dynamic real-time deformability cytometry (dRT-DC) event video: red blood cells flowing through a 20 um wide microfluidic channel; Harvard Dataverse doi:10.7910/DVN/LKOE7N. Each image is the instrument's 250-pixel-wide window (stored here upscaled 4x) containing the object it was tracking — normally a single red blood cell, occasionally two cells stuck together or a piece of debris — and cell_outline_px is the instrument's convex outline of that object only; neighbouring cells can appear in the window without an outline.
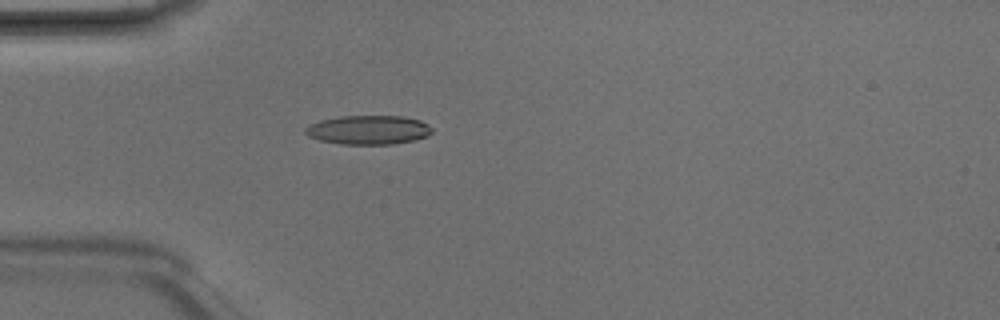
{"species": "Egyptian fruit bat (a non-hibernating species)", "species_latin": "Rousettus aegyptiacus", "temperature_condition": "room temperature", "stored_images_in_passage": 4, "camera_frame_rate_fps": 3000, "um_per_image_px": 0.085, "animal": {"sex": "male"}, "frame": {"image": 1, "passage_image": 4, "time_ms": 1.0, "image_size_px": [1000, 320], "cell_outline_px": [[432, 132], [428, 136], [416, 140], [392, 144], [340, 144], [320, 140], [308, 136], [304, 132], [304, 128], [308, 124], [320, 120], [340, 116], [404, 116], [420, 120], [428, 124], [432, 128]], "centroid_in_image_um": [31.31, 11.04], "position_along_channel_um": 53.7, "area_um2": 21.68}}